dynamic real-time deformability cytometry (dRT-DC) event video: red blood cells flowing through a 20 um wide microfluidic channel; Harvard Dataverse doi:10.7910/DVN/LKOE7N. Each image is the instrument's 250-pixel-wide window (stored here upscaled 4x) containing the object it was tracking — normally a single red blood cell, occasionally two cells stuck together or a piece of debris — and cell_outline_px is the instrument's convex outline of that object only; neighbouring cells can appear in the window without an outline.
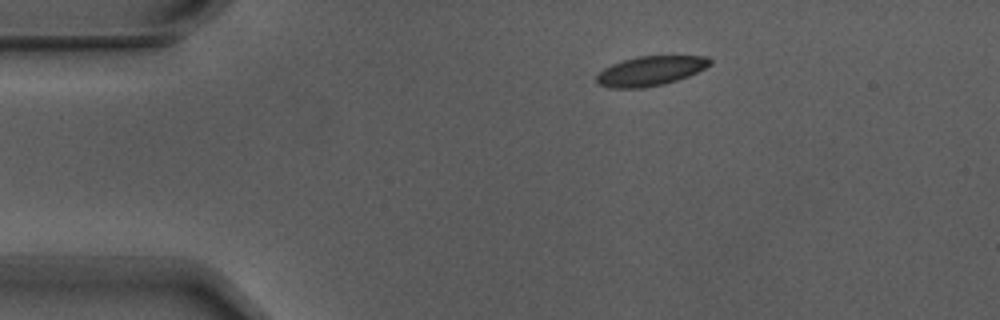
{"species": "Egyptian fruit bat (a non-hibernating species)", "species_latin": "Rousettus aegyptiacus", "temperature_condition": "warm", "stored_images_in_passage": 3, "camera_frame_rate_fps": 3000, "um_per_image_px": 0.085, "animal": {"sex": "male"}, "frame": {"image": 1, "passage_image": 2, "time_ms": 0.333, "image_size_px": [1000, 320], "cell_outline_px": [[712, 64], [688, 76], [664, 84], [644, 88], [608, 88], [596, 84], [596, 76], [604, 68], [612, 64], [636, 56], [708, 56], [712, 60]], "centroid_in_image_um": [55.26, 6.03], "position_along_channel_um": 29.7, "area_um2": 19.59}}